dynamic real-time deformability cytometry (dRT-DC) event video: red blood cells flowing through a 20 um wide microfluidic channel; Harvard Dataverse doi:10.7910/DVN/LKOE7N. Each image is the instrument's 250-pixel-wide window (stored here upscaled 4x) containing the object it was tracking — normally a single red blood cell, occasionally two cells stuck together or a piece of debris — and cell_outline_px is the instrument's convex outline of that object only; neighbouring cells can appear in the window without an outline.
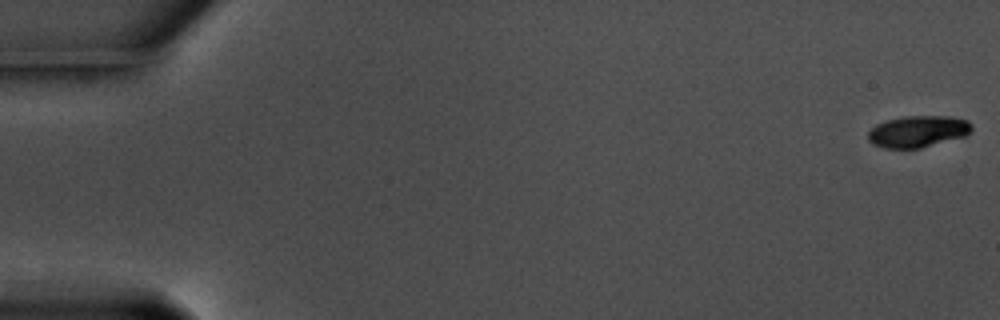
{"species": "common noctule bat (a hibernating species)", "species_latin": "Nyctalus noctula", "temperature_condition": "warm", "stored_images_in_passage": 58, "camera_frame_rate_fps": 3000, "um_per_image_px": 0.085, "animal": {"sex": "male", "body_mass_g": 17.5, "forearm_length_mm": 52.3}, "frame": {"image": 1, "passage_image": 1, "time_ms": 0.0, "image_size_px": [1000, 320], "cell_outline_px": [[972, 128], [968, 136], [920, 148], [884, 148], [872, 144], [868, 140], [868, 132], [876, 124], [900, 116], [948, 116], [968, 120], [972, 124]], "centroid_in_image_um": [78.04, 11.17], "position_along_channel_um": 7.0, "area_um2": 19.31}}
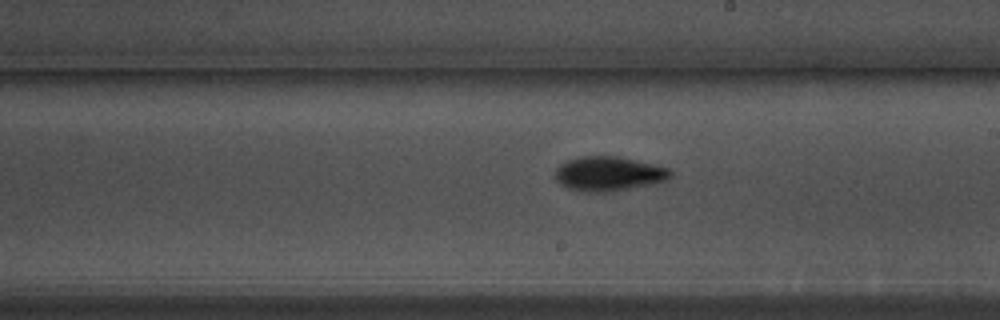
{"frame": {"image": 2, "passage_image": 34, "time_ms": 11.0, "image_size_px": [1000, 320], "cell_outline_px": [[672, 176], [664, 180], [652, 184], [608, 192], [584, 192], [568, 188], [560, 184], [556, 180], [556, 168], [560, 164], [568, 160], [580, 156], [616, 156], [636, 160], [668, 168], [672, 172]], "centroid_in_image_um": [51.71, 14.77], "position_along_channel_um": 237.3, "area_um2": 23.0}}
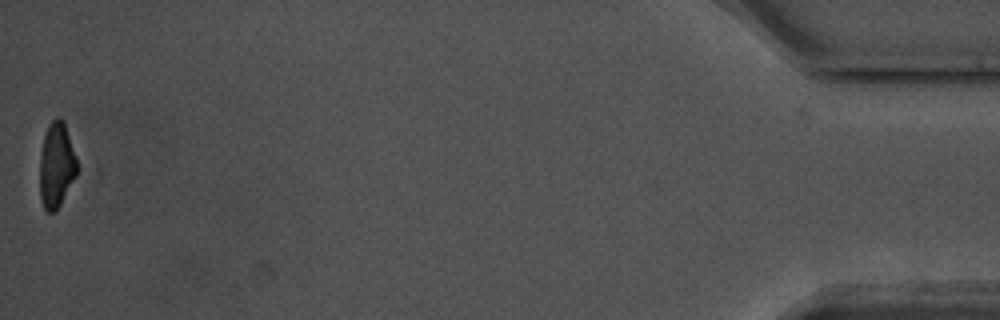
{"frame": {"image": 3, "passage_image": 58, "time_ms": 19.0, "image_size_px": [1000, 320], "cell_outline_px": [[76, 176], [56, 212], [48, 212], [44, 208], [40, 196], [40, 156], [44, 132], [48, 124], [56, 116], [60, 116], [64, 120], [76, 160]], "centroid_in_image_um": [4.78, 14.01], "position_along_channel_um": 430.4, "area_um2": 18.5}, "authors_computed_cell_mechanics": {"area_um2": 20.3745, "velocity_mm_per_s": 3.5804, "shape_relaxation_time_tau1_ms": 1.8758, "shape_relaxation_time_tau2_ms": 6.2481, "deformation_change_tau1": 0.1313, "deformation_change_tau2": 0.1387}}